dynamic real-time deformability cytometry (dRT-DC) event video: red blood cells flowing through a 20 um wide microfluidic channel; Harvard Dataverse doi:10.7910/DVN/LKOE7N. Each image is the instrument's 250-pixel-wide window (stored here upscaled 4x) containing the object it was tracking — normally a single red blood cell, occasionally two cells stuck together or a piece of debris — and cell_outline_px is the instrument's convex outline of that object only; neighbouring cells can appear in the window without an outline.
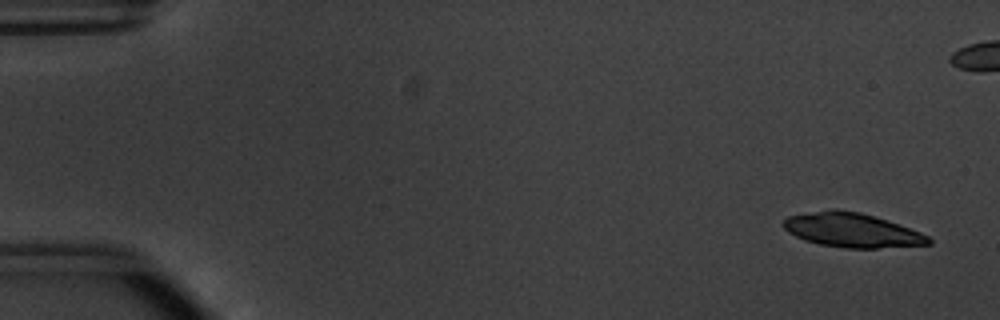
{"species": "common noctule bat (a hibernating species)", "species_latin": "Nyctalus noctula", "temperature_condition": "warm", "stored_images_in_passage": 17, "camera_frame_rate_fps": 3000, "um_per_image_px": 0.085, "animal": {"sex": "male", "body_mass_g": 20.1, "forearm_length_mm": 53.5}, "frame": {"image": 1, "passage_image": 3, "time_ms": 0.667, "image_size_px": [1000, 320], "cell_outline_px": [[932, 244], [876, 248], [844, 248], [820, 244], [804, 240], [788, 232], [784, 228], [784, 220], [788, 216], [832, 208], [836, 208], [860, 212], [888, 220], [920, 232], [928, 236], [932, 240]], "centroid_in_image_um": [72.42, 19.55], "position_along_channel_um": 12.6, "area_um2": 28.96}}